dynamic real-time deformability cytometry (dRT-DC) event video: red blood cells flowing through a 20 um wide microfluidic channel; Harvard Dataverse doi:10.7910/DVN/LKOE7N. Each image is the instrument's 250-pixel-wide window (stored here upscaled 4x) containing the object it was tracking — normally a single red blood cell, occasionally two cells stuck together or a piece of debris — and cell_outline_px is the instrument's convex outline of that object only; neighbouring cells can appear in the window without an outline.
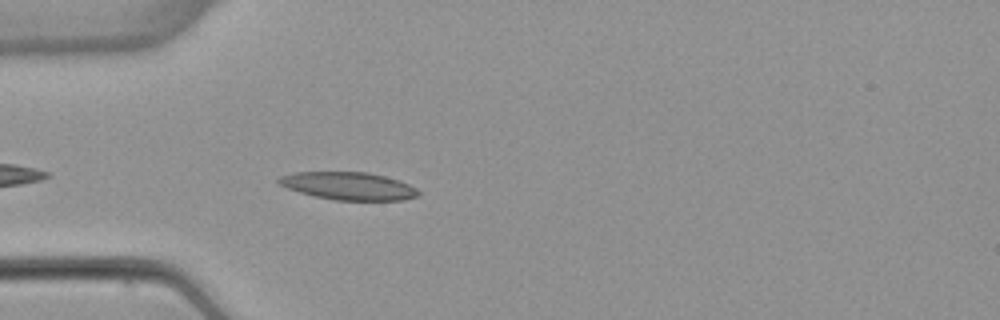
{"species": "common noctule bat (a hibernating species)", "species_latin": "Nyctalus noctula", "temperature_condition": "warm", "stored_images_in_passage": 4, "camera_frame_rate_fps": 3000, "um_per_image_px": 0.085, "animal": {"sex": "female", "body_mass_g": 22.7, "forearm_length_mm": 54.2}, "frame": {"image": 1, "passage_image": 4, "time_ms": 4.667, "image_size_px": [1000, 320], "cell_outline_px": [[420, 196], [404, 200], [336, 200], [316, 196], [300, 192], [288, 188], [280, 184], [276, 180], [280, 176], [296, 172], [368, 172], [400, 180], [416, 188], [420, 192]], "centroid_in_image_um": [29.67, 15.8], "position_along_channel_um": 55.3, "area_um2": 22.48}}